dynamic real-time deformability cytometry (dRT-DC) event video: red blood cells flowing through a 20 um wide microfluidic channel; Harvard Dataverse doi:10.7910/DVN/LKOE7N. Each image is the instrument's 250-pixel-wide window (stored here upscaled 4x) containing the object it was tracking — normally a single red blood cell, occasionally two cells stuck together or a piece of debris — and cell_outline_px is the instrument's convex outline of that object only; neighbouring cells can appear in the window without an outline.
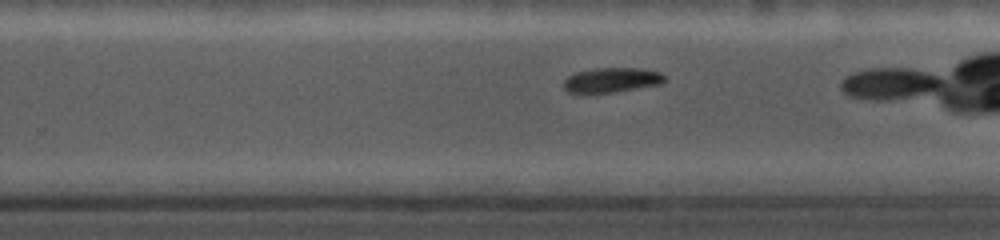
{"species": "common noctule bat (a hibernating species)", "species_latin": "Nyctalus noctula", "temperature_condition": "cold", "stored_images_in_passage": 33, "camera_frame_rate_fps": 5000, "um_per_image_px": 0.085, "animal": {"sex": "female", "body_mass_g": 19.0, "forearm_length_mm": 56.7}, "frame": {"image": 1, "passage_image": 19, "time_ms": 5.4, "image_size_px": [1000, 240], "cell_outline_px": [[668, 76], [664, 84], [612, 92], [576, 96], [568, 92], [564, 88], [564, 80], [568, 76], [576, 72], [596, 68], [644, 68], [660, 72]], "centroid_in_image_um": [51.99, 6.83], "position_along_channel_um": 277.8, "area_um2": 15.26}, "authors_computed_cell_mechanics": {"area_um2": 15.8372, "velocity_mm_per_s": 3.7282, "shape_relaxation_time_tau1_ms": null, "shape_relaxation_time_tau2_ms": 8.5582, "deformation_change_tau1": null, "deformation_change_tau2": 0.1016}}